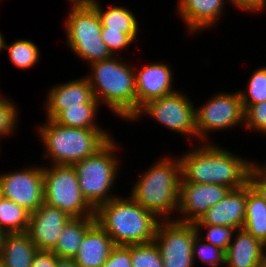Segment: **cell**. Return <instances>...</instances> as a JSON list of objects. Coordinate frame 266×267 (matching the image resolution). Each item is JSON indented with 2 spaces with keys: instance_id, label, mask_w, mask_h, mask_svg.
<instances>
[{
  "instance_id": "27",
  "label": "cell",
  "mask_w": 266,
  "mask_h": 267,
  "mask_svg": "<svg viewBox=\"0 0 266 267\" xmlns=\"http://www.w3.org/2000/svg\"><path fill=\"white\" fill-rule=\"evenodd\" d=\"M4 50L8 53L9 61L19 69H30L39 62V46L28 39H17L10 44L5 42Z\"/></svg>"
},
{
  "instance_id": "20",
  "label": "cell",
  "mask_w": 266,
  "mask_h": 267,
  "mask_svg": "<svg viewBox=\"0 0 266 267\" xmlns=\"http://www.w3.org/2000/svg\"><path fill=\"white\" fill-rule=\"evenodd\" d=\"M114 246L107 232L95 222L84 235L74 260L79 267H102Z\"/></svg>"
},
{
  "instance_id": "21",
  "label": "cell",
  "mask_w": 266,
  "mask_h": 267,
  "mask_svg": "<svg viewBox=\"0 0 266 267\" xmlns=\"http://www.w3.org/2000/svg\"><path fill=\"white\" fill-rule=\"evenodd\" d=\"M38 249L25 233L6 234L0 258L4 267H31Z\"/></svg>"
},
{
  "instance_id": "18",
  "label": "cell",
  "mask_w": 266,
  "mask_h": 267,
  "mask_svg": "<svg viewBox=\"0 0 266 267\" xmlns=\"http://www.w3.org/2000/svg\"><path fill=\"white\" fill-rule=\"evenodd\" d=\"M247 184L232 189L218 203L210 207L194 225L225 226L243 228L246 213Z\"/></svg>"
},
{
  "instance_id": "5",
  "label": "cell",
  "mask_w": 266,
  "mask_h": 267,
  "mask_svg": "<svg viewBox=\"0 0 266 267\" xmlns=\"http://www.w3.org/2000/svg\"><path fill=\"white\" fill-rule=\"evenodd\" d=\"M37 133L50 165H73L96 154L113 138L107 129L65 127L47 118L38 125Z\"/></svg>"
},
{
  "instance_id": "13",
  "label": "cell",
  "mask_w": 266,
  "mask_h": 267,
  "mask_svg": "<svg viewBox=\"0 0 266 267\" xmlns=\"http://www.w3.org/2000/svg\"><path fill=\"white\" fill-rule=\"evenodd\" d=\"M229 187L216 184H198L180 181L177 218L173 220L195 224L205 212L220 202L230 191ZM180 213V214H179Z\"/></svg>"
},
{
  "instance_id": "23",
  "label": "cell",
  "mask_w": 266,
  "mask_h": 267,
  "mask_svg": "<svg viewBox=\"0 0 266 267\" xmlns=\"http://www.w3.org/2000/svg\"><path fill=\"white\" fill-rule=\"evenodd\" d=\"M95 10L102 28L121 31L122 33H139V23L135 14L121 5H109L105 10L98 0H86Z\"/></svg>"
},
{
  "instance_id": "10",
  "label": "cell",
  "mask_w": 266,
  "mask_h": 267,
  "mask_svg": "<svg viewBox=\"0 0 266 267\" xmlns=\"http://www.w3.org/2000/svg\"><path fill=\"white\" fill-rule=\"evenodd\" d=\"M212 96L202 106L195 107L197 140L200 143H209V135L216 131L244 126V109L239 90L228 93L220 91Z\"/></svg>"
},
{
  "instance_id": "14",
  "label": "cell",
  "mask_w": 266,
  "mask_h": 267,
  "mask_svg": "<svg viewBox=\"0 0 266 267\" xmlns=\"http://www.w3.org/2000/svg\"><path fill=\"white\" fill-rule=\"evenodd\" d=\"M136 88V113L146 102L173 94V70L166 62H151L137 69L134 65Z\"/></svg>"
},
{
  "instance_id": "1",
  "label": "cell",
  "mask_w": 266,
  "mask_h": 267,
  "mask_svg": "<svg viewBox=\"0 0 266 267\" xmlns=\"http://www.w3.org/2000/svg\"><path fill=\"white\" fill-rule=\"evenodd\" d=\"M199 145V146H198ZM214 142L199 143L178 155L181 180L198 184L224 185L237 189L249 183L252 160L234 154Z\"/></svg>"
},
{
  "instance_id": "12",
  "label": "cell",
  "mask_w": 266,
  "mask_h": 267,
  "mask_svg": "<svg viewBox=\"0 0 266 267\" xmlns=\"http://www.w3.org/2000/svg\"><path fill=\"white\" fill-rule=\"evenodd\" d=\"M22 168L1 173L0 185L4 198L33 213L44 203L43 165Z\"/></svg>"
},
{
  "instance_id": "2",
  "label": "cell",
  "mask_w": 266,
  "mask_h": 267,
  "mask_svg": "<svg viewBox=\"0 0 266 267\" xmlns=\"http://www.w3.org/2000/svg\"><path fill=\"white\" fill-rule=\"evenodd\" d=\"M123 59L119 55L90 63L86 77L100 106L106 104L112 115L130 122L136 114L135 69Z\"/></svg>"
},
{
  "instance_id": "16",
  "label": "cell",
  "mask_w": 266,
  "mask_h": 267,
  "mask_svg": "<svg viewBox=\"0 0 266 267\" xmlns=\"http://www.w3.org/2000/svg\"><path fill=\"white\" fill-rule=\"evenodd\" d=\"M70 218L71 216L61 209L43 203L30 214L26 233L38 250L51 251Z\"/></svg>"
},
{
  "instance_id": "30",
  "label": "cell",
  "mask_w": 266,
  "mask_h": 267,
  "mask_svg": "<svg viewBox=\"0 0 266 267\" xmlns=\"http://www.w3.org/2000/svg\"><path fill=\"white\" fill-rule=\"evenodd\" d=\"M132 267H164L160 250L154 241L131 245Z\"/></svg>"
},
{
  "instance_id": "8",
  "label": "cell",
  "mask_w": 266,
  "mask_h": 267,
  "mask_svg": "<svg viewBox=\"0 0 266 267\" xmlns=\"http://www.w3.org/2000/svg\"><path fill=\"white\" fill-rule=\"evenodd\" d=\"M44 203L57 207L71 217L95 216V209L87 202L79 187L73 165L44 167Z\"/></svg>"
},
{
  "instance_id": "17",
  "label": "cell",
  "mask_w": 266,
  "mask_h": 267,
  "mask_svg": "<svg viewBox=\"0 0 266 267\" xmlns=\"http://www.w3.org/2000/svg\"><path fill=\"white\" fill-rule=\"evenodd\" d=\"M228 1V0H227ZM226 0H178L176 12L188 34H201L210 30L225 13ZM224 12V13H223ZM197 32V33H196Z\"/></svg>"
},
{
  "instance_id": "11",
  "label": "cell",
  "mask_w": 266,
  "mask_h": 267,
  "mask_svg": "<svg viewBox=\"0 0 266 267\" xmlns=\"http://www.w3.org/2000/svg\"><path fill=\"white\" fill-rule=\"evenodd\" d=\"M197 235L194 224L161 220L154 242L160 250L164 267H195L192 245Z\"/></svg>"
},
{
  "instance_id": "19",
  "label": "cell",
  "mask_w": 266,
  "mask_h": 267,
  "mask_svg": "<svg viewBox=\"0 0 266 267\" xmlns=\"http://www.w3.org/2000/svg\"><path fill=\"white\" fill-rule=\"evenodd\" d=\"M226 251L225 267H262L266 263V245L244 228L235 230Z\"/></svg>"
},
{
  "instance_id": "26",
  "label": "cell",
  "mask_w": 266,
  "mask_h": 267,
  "mask_svg": "<svg viewBox=\"0 0 266 267\" xmlns=\"http://www.w3.org/2000/svg\"><path fill=\"white\" fill-rule=\"evenodd\" d=\"M30 214L14 201L4 197L0 200V228L6 234L27 232Z\"/></svg>"
},
{
  "instance_id": "28",
  "label": "cell",
  "mask_w": 266,
  "mask_h": 267,
  "mask_svg": "<svg viewBox=\"0 0 266 267\" xmlns=\"http://www.w3.org/2000/svg\"><path fill=\"white\" fill-rule=\"evenodd\" d=\"M249 77L246 90H239L244 110L266 101V66L257 67Z\"/></svg>"
},
{
  "instance_id": "41",
  "label": "cell",
  "mask_w": 266,
  "mask_h": 267,
  "mask_svg": "<svg viewBox=\"0 0 266 267\" xmlns=\"http://www.w3.org/2000/svg\"><path fill=\"white\" fill-rule=\"evenodd\" d=\"M5 37L3 36L2 32L0 31V53L3 51L5 47Z\"/></svg>"
},
{
  "instance_id": "24",
  "label": "cell",
  "mask_w": 266,
  "mask_h": 267,
  "mask_svg": "<svg viewBox=\"0 0 266 267\" xmlns=\"http://www.w3.org/2000/svg\"><path fill=\"white\" fill-rule=\"evenodd\" d=\"M243 228L266 245V204L249 183Z\"/></svg>"
},
{
  "instance_id": "29",
  "label": "cell",
  "mask_w": 266,
  "mask_h": 267,
  "mask_svg": "<svg viewBox=\"0 0 266 267\" xmlns=\"http://www.w3.org/2000/svg\"><path fill=\"white\" fill-rule=\"evenodd\" d=\"M192 255L194 264L199 260L197 262H202L209 267H225L226 251L205 242L199 235L193 241Z\"/></svg>"
},
{
  "instance_id": "38",
  "label": "cell",
  "mask_w": 266,
  "mask_h": 267,
  "mask_svg": "<svg viewBox=\"0 0 266 267\" xmlns=\"http://www.w3.org/2000/svg\"><path fill=\"white\" fill-rule=\"evenodd\" d=\"M249 184L261 196L266 204V186L251 172Z\"/></svg>"
},
{
  "instance_id": "6",
  "label": "cell",
  "mask_w": 266,
  "mask_h": 267,
  "mask_svg": "<svg viewBox=\"0 0 266 267\" xmlns=\"http://www.w3.org/2000/svg\"><path fill=\"white\" fill-rule=\"evenodd\" d=\"M117 143L113 137L96 154L73 164L81 192L95 210L119 196L112 192L121 170V161L117 157V150L121 147Z\"/></svg>"
},
{
  "instance_id": "35",
  "label": "cell",
  "mask_w": 266,
  "mask_h": 267,
  "mask_svg": "<svg viewBox=\"0 0 266 267\" xmlns=\"http://www.w3.org/2000/svg\"><path fill=\"white\" fill-rule=\"evenodd\" d=\"M102 267H132L131 245H115Z\"/></svg>"
},
{
  "instance_id": "32",
  "label": "cell",
  "mask_w": 266,
  "mask_h": 267,
  "mask_svg": "<svg viewBox=\"0 0 266 267\" xmlns=\"http://www.w3.org/2000/svg\"><path fill=\"white\" fill-rule=\"evenodd\" d=\"M19 109L14 102L9 100L8 96H0V141L7 136L13 135L15 129H18ZM18 122V123H17Z\"/></svg>"
},
{
  "instance_id": "25",
  "label": "cell",
  "mask_w": 266,
  "mask_h": 267,
  "mask_svg": "<svg viewBox=\"0 0 266 267\" xmlns=\"http://www.w3.org/2000/svg\"><path fill=\"white\" fill-rule=\"evenodd\" d=\"M100 104H80L63 110L54 121L65 127L84 129H103L97 123ZM95 120V121H94Z\"/></svg>"
},
{
  "instance_id": "15",
  "label": "cell",
  "mask_w": 266,
  "mask_h": 267,
  "mask_svg": "<svg viewBox=\"0 0 266 267\" xmlns=\"http://www.w3.org/2000/svg\"><path fill=\"white\" fill-rule=\"evenodd\" d=\"M44 100L47 119L54 120L63 110L80 104H99L86 76L58 83L48 90Z\"/></svg>"
},
{
  "instance_id": "7",
  "label": "cell",
  "mask_w": 266,
  "mask_h": 267,
  "mask_svg": "<svg viewBox=\"0 0 266 267\" xmlns=\"http://www.w3.org/2000/svg\"><path fill=\"white\" fill-rule=\"evenodd\" d=\"M71 5L64 20L66 44L76 58L90 63L113 55L102 40V25L96 10L86 0H68Z\"/></svg>"
},
{
  "instance_id": "39",
  "label": "cell",
  "mask_w": 266,
  "mask_h": 267,
  "mask_svg": "<svg viewBox=\"0 0 266 267\" xmlns=\"http://www.w3.org/2000/svg\"><path fill=\"white\" fill-rule=\"evenodd\" d=\"M252 173L266 186V163L263 165L252 161Z\"/></svg>"
},
{
  "instance_id": "40",
  "label": "cell",
  "mask_w": 266,
  "mask_h": 267,
  "mask_svg": "<svg viewBox=\"0 0 266 267\" xmlns=\"http://www.w3.org/2000/svg\"><path fill=\"white\" fill-rule=\"evenodd\" d=\"M56 267H79L72 258L57 257Z\"/></svg>"
},
{
  "instance_id": "22",
  "label": "cell",
  "mask_w": 266,
  "mask_h": 267,
  "mask_svg": "<svg viewBox=\"0 0 266 267\" xmlns=\"http://www.w3.org/2000/svg\"><path fill=\"white\" fill-rule=\"evenodd\" d=\"M96 222L95 216L71 217L64 225L55 247L57 257L74 259L87 230Z\"/></svg>"
},
{
  "instance_id": "31",
  "label": "cell",
  "mask_w": 266,
  "mask_h": 267,
  "mask_svg": "<svg viewBox=\"0 0 266 267\" xmlns=\"http://www.w3.org/2000/svg\"><path fill=\"white\" fill-rule=\"evenodd\" d=\"M195 227L200 238H202L205 242L225 251L228 250L236 230L231 227L214 225H195ZM201 229L202 231L204 230V232L206 229V232H202ZM202 233H204L205 236Z\"/></svg>"
},
{
  "instance_id": "33",
  "label": "cell",
  "mask_w": 266,
  "mask_h": 267,
  "mask_svg": "<svg viewBox=\"0 0 266 267\" xmlns=\"http://www.w3.org/2000/svg\"><path fill=\"white\" fill-rule=\"evenodd\" d=\"M139 33H122L121 31L108 30V28H102L101 37L106 44L108 50L113 56L122 55L123 49H128L132 43H137ZM128 47V48H127Z\"/></svg>"
},
{
  "instance_id": "42",
  "label": "cell",
  "mask_w": 266,
  "mask_h": 267,
  "mask_svg": "<svg viewBox=\"0 0 266 267\" xmlns=\"http://www.w3.org/2000/svg\"><path fill=\"white\" fill-rule=\"evenodd\" d=\"M5 235L6 233L0 228V253H1V247H2Z\"/></svg>"
},
{
  "instance_id": "36",
  "label": "cell",
  "mask_w": 266,
  "mask_h": 267,
  "mask_svg": "<svg viewBox=\"0 0 266 267\" xmlns=\"http://www.w3.org/2000/svg\"><path fill=\"white\" fill-rule=\"evenodd\" d=\"M228 2L234 6V8H239L240 11L250 13L263 12L266 9V0H228Z\"/></svg>"
},
{
  "instance_id": "4",
  "label": "cell",
  "mask_w": 266,
  "mask_h": 267,
  "mask_svg": "<svg viewBox=\"0 0 266 267\" xmlns=\"http://www.w3.org/2000/svg\"><path fill=\"white\" fill-rule=\"evenodd\" d=\"M96 222L115 245H136L154 241L161 221L130 196H117L95 210Z\"/></svg>"
},
{
  "instance_id": "43",
  "label": "cell",
  "mask_w": 266,
  "mask_h": 267,
  "mask_svg": "<svg viewBox=\"0 0 266 267\" xmlns=\"http://www.w3.org/2000/svg\"><path fill=\"white\" fill-rule=\"evenodd\" d=\"M3 198V193H2V189H1V185H0V200Z\"/></svg>"
},
{
  "instance_id": "9",
  "label": "cell",
  "mask_w": 266,
  "mask_h": 267,
  "mask_svg": "<svg viewBox=\"0 0 266 267\" xmlns=\"http://www.w3.org/2000/svg\"><path fill=\"white\" fill-rule=\"evenodd\" d=\"M195 107L196 104L185 92L177 90L173 94L146 102L130 121L137 122L147 115L167 129L180 132L187 140H194V137L197 138Z\"/></svg>"
},
{
  "instance_id": "34",
  "label": "cell",
  "mask_w": 266,
  "mask_h": 267,
  "mask_svg": "<svg viewBox=\"0 0 266 267\" xmlns=\"http://www.w3.org/2000/svg\"><path fill=\"white\" fill-rule=\"evenodd\" d=\"M244 129L266 135V101L250 105L244 110Z\"/></svg>"
},
{
  "instance_id": "44",
  "label": "cell",
  "mask_w": 266,
  "mask_h": 267,
  "mask_svg": "<svg viewBox=\"0 0 266 267\" xmlns=\"http://www.w3.org/2000/svg\"><path fill=\"white\" fill-rule=\"evenodd\" d=\"M0 267H4L1 258H0Z\"/></svg>"
},
{
  "instance_id": "37",
  "label": "cell",
  "mask_w": 266,
  "mask_h": 267,
  "mask_svg": "<svg viewBox=\"0 0 266 267\" xmlns=\"http://www.w3.org/2000/svg\"><path fill=\"white\" fill-rule=\"evenodd\" d=\"M57 256L52 251L38 250L31 267H56Z\"/></svg>"
},
{
  "instance_id": "3",
  "label": "cell",
  "mask_w": 266,
  "mask_h": 267,
  "mask_svg": "<svg viewBox=\"0 0 266 267\" xmlns=\"http://www.w3.org/2000/svg\"><path fill=\"white\" fill-rule=\"evenodd\" d=\"M171 156L161 157L140 173L138 180L131 182L129 193L134 201L160 220H173L170 216L178 210L181 166L178 156Z\"/></svg>"
}]
</instances>
